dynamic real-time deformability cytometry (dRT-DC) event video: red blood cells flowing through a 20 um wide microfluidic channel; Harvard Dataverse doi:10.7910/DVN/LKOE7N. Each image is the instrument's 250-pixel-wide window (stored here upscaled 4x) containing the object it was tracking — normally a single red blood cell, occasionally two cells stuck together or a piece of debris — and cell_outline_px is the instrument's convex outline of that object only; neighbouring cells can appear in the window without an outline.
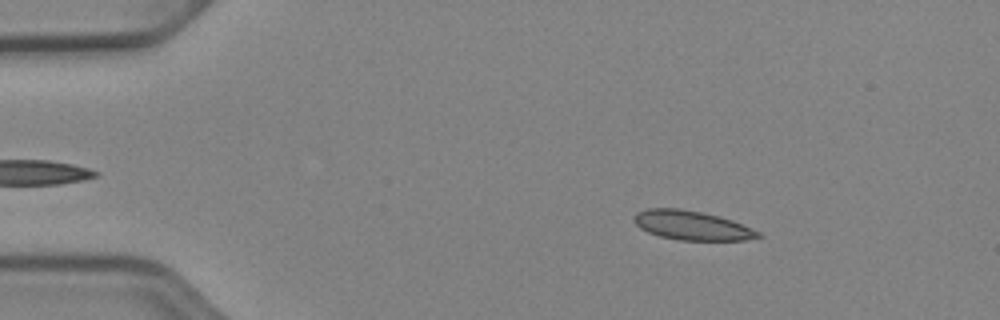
{"species": "Egyptian fruit bat (a non-hibernating species)", "species_latin": "Rousettus aegyptiacus", "temperature_condition": "cold", "stored_images_in_passage": 51, "camera_frame_rate_fps": 3000, "um_per_image_px": 0.085, "animal": {"sex": "female"}, "frame": {"image": 1, "passage_image": 8, "time_ms": 2.333, "image_size_px": [1000, 320], "cell_outline_px": [[764, 236], [744, 240], [680, 240], [660, 236], [648, 232], [640, 228], [632, 220], [632, 216], [636, 212], [648, 208], [680, 208], [720, 216], [732, 220], [752, 228], [760, 232]], "centroid_in_image_um": [58.79, 19.15], "position_along_channel_um": 26.2, "area_um2": 21.21}}
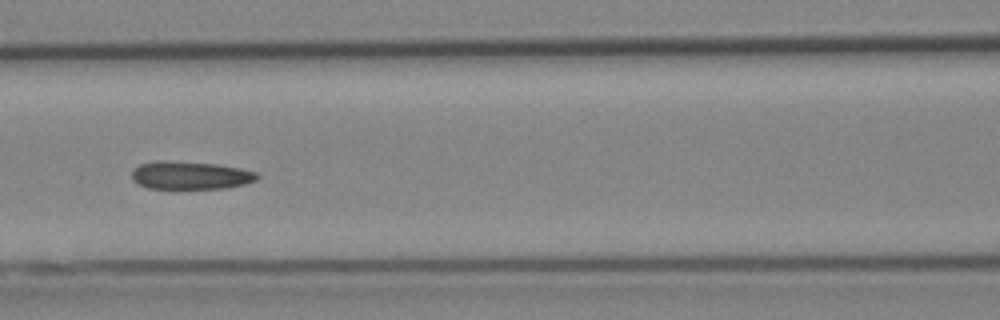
{"frame": {"image": 2, "passage_image": 23, "time_ms": 7.333, "image_size_px": [1000, 320], "cell_outline_px": [[260, 176], [256, 180], [244, 184], [224, 188], [148, 188], [132, 180], [132, 168], [140, 164], [156, 160], [164, 160], [216, 164], [240, 168], [256, 172]], "centroid_in_image_um": [16.16, 14.89], "position_along_channel_um": 150.4, "area_um2": 20.4}}
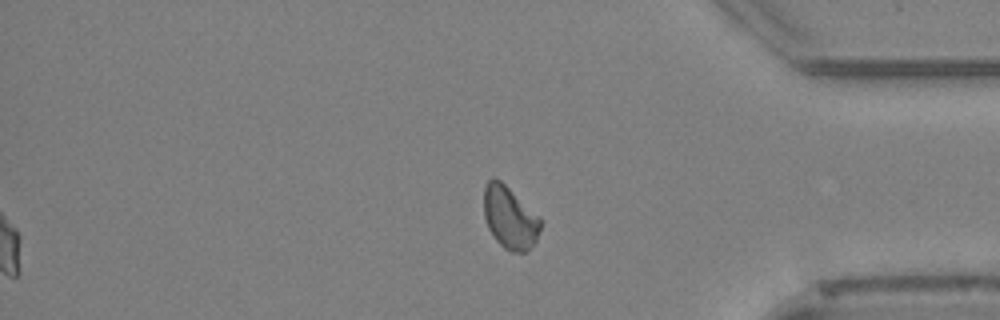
{"frame": {"image": 3, "passage_image": 43, "time_ms": 14.0, "image_size_px": [1000, 320], "cell_outline_px": [[540, 228], [536, 240], [524, 252], [512, 252], [504, 248], [496, 240], [488, 228], [484, 216], [484, 184], [492, 176], [500, 180], [540, 216]], "centroid_in_image_um": [43.31, 18.47], "position_along_channel_um": 391.9, "area_um2": 20.52}}